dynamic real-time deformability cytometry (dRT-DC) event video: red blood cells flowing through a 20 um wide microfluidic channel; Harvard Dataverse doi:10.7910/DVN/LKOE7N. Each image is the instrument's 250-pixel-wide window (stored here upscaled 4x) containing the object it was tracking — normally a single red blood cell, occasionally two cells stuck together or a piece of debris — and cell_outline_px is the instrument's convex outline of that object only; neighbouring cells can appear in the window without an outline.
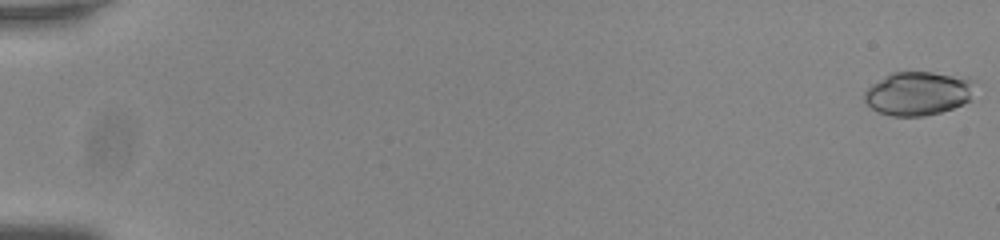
{"species": "common noctule bat (a hibernating species)", "species_latin": "Nyctalus noctula", "temperature_condition": "room temperature", "stored_images_in_passage": 56, "camera_frame_rate_fps": 3000, "um_per_image_px": 0.085, "animal": {"sex": "male", "body_mass_g": 20.0, "forearm_length_mm": 53.3}, "frame": {"image": 1, "passage_image": 1, "time_ms": 0.0, "image_size_px": [1000, 240], "cell_outline_px": [[976, 80], [972, 100], [964, 104], [940, 112], [924, 116], [892, 116], [880, 112], [872, 108], [864, 100], [864, 92], [872, 84], [884, 76], [892, 72], [932, 72], [972, 76]], "centroid_in_image_um": [78.14, 7.91], "position_along_channel_um": 6.9, "area_um2": 28.73}}
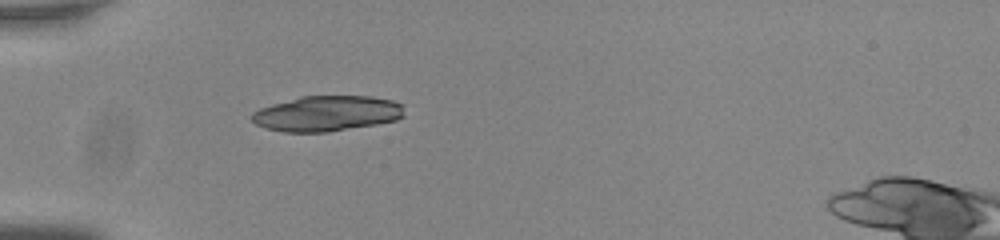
{"frame": {"image": 2, "passage_image": 19, "time_ms": 6.0, "image_size_px": [1000, 240], "cell_outline_px": [[404, 116], [396, 120], [376, 124], [328, 132], [284, 132], [264, 128], [256, 124], [252, 120], [252, 112], [260, 108], [272, 104], [300, 96], [372, 96], [392, 100], [404, 104]], "centroid_in_image_um": [27.8, 9.64], "position_along_channel_um": 57.2, "area_um2": 31.67}}